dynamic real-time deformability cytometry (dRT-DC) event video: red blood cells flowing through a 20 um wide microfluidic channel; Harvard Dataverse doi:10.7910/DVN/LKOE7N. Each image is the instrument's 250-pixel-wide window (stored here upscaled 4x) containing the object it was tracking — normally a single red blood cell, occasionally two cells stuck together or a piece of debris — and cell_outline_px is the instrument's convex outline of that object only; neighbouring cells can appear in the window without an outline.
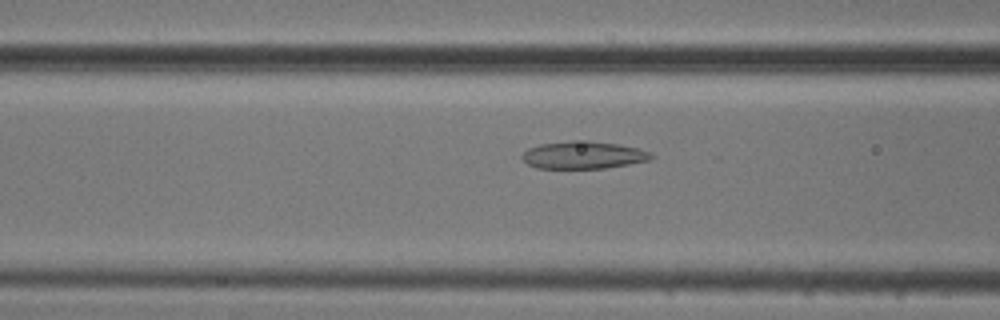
{"species": "common noctule bat (a hibernating species)", "species_latin": "Nyctalus noctula", "temperature_condition": "cold", "stored_images_in_passage": 49, "camera_frame_rate_fps": 3000, "um_per_image_px": 0.085, "animal": {"sex": "male", "body_mass_g": 20.5, "forearm_length_mm": 52.5}, "frame": {"image": 1, "passage_image": 17, "time_ms": 5.333, "image_size_px": [1000, 320], "cell_outline_px": [[656, 156], [652, 160], [604, 168], [536, 168], [528, 164], [520, 156], [528, 148], [540, 144], [572, 140], [588, 140], [616, 144], [636, 148], [652, 152]], "centroid_in_image_um": [49.6, 13.17], "position_along_channel_um": 117.0, "area_um2": 20.75}}
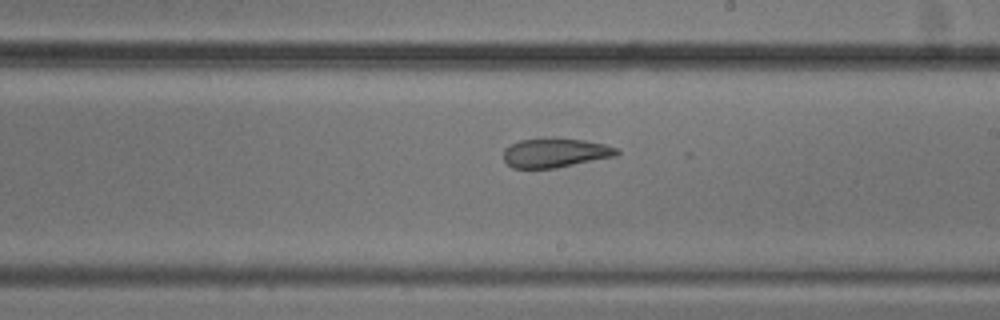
{"frame": {"image": 2, "passage_image": 27, "time_ms": 8.667, "image_size_px": [1000, 320], "cell_outline_px": [[620, 152], [616, 156], [556, 168], [512, 168], [504, 160], [504, 148], [508, 144], [520, 140], [584, 140], [604, 144], [620, 148]], "centroid_in_image_um": [47.21, 13.02], "position_along_channel_um": 241.8, "area_um2": 18.9}}
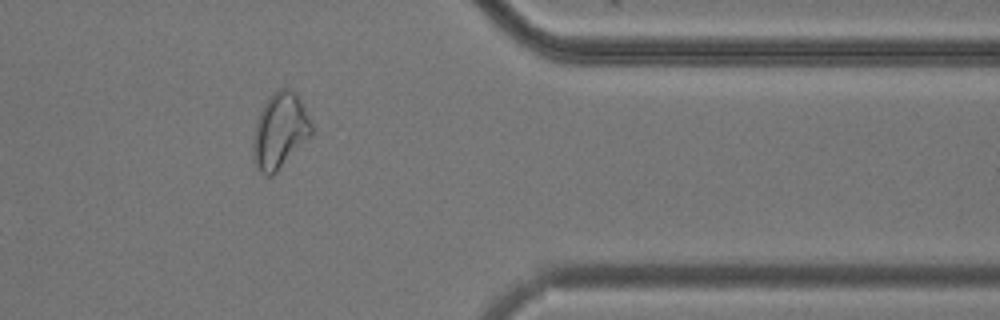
{"frame": {"image": 3, "passage_image": 40, "time_ms": 13.0, "image_size_px": [1000, 320], "cell_outline_px": [[312, 136], [272, 176], [268, 176], [260, 172], [256, 168], [252, 160], [252, 140], [256, 120], [268, 96], [272, 92], [280, 88], [288, 88], [296, 92], [312, 120]], "centroid_in_image_um": [23.78, 11.12], "position_along_channel_um": 387.6, "area_um2": 26.3}}